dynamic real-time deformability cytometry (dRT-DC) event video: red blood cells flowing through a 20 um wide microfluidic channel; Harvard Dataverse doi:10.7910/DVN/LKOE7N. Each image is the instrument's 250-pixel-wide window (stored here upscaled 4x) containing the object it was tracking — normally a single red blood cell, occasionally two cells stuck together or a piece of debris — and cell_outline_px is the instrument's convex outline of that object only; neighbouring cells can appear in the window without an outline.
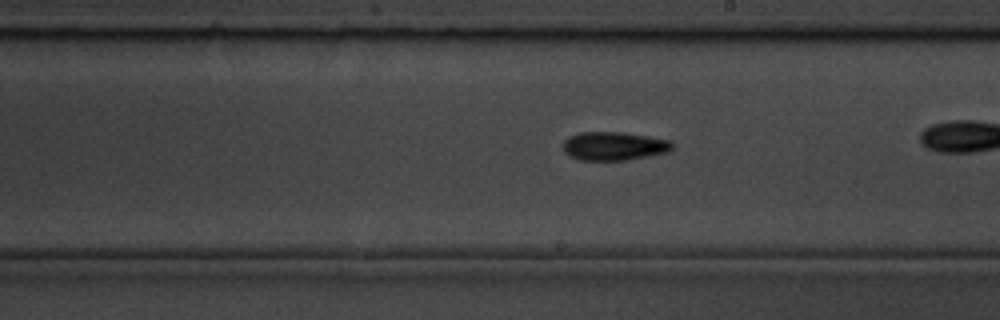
{"species": "common noctule bat (a hibernating species)", "species_latin": "Nyctalus noctula", "temperature_condition": "room temperature", "stored_images_in_passage": 29, "camera_frame_rate_fps": 3000, "um_per_image_px": 0.085, "animal": {"sex": "male", "body_mass_g": 19.5, "forearm_length_mm": 54.6}, "frame": {"image": 1, "passage_image": 17, "time_ms": 5.333, "image_size_px": [1000, 320], "cell_outline_px": [[672, 148], [668, 152], [624, 160], [580, 160], [568, 156], [564, 152], [564, 140], [568, 136], [580, 132], [624, 132], [672, 140]], "centroid_in_image_um": [52.16, 12.4], "position_along_channel_um": 236.8, "area_um2": 18.21}}